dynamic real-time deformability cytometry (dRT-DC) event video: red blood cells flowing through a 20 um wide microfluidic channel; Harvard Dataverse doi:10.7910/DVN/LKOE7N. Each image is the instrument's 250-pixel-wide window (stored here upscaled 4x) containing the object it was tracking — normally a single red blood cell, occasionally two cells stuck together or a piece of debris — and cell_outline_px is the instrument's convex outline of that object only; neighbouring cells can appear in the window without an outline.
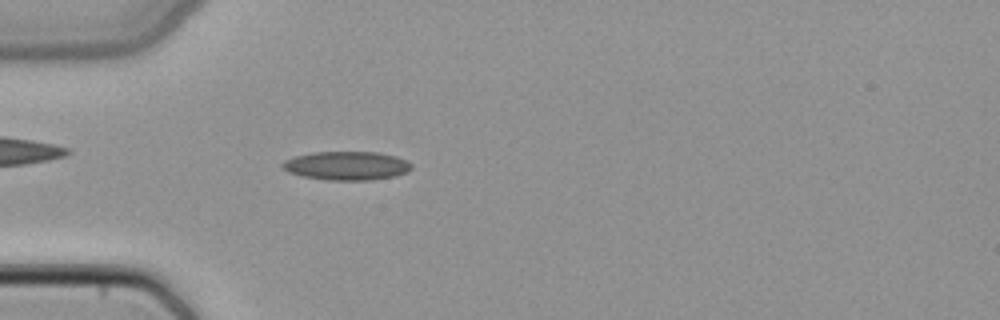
{"species": "common noctule bat (a hibernating species)", "species_latin": "Nyctalus noctula", "temperature_condition": "cold", "stored_images_in_passage": 49, "camera_frame_rate_fps": 3000, "um_per_image_px": 0.085, "animal": {"sex": "female", "body_mass_g": 22.7, "forearm_length_mm": 54.2}, "frame": {"image": 1, "passage_image": 15, "time_ms": 4.667, "image_size_px": [1000, 320], "cell_outline_px": [[412, 168], [408, 172], [396, 176], [372, 180], [328, 180], [304, 176], [288, 172], [280, 164], [284, 160], [296, 156], [312, 152], [376, 152], [396, 156], [408, 160], [412, 164]], "centroid_in_image_um": [29.51, 14.08], "position_along_channel_um": 55.5, "area_um2": 21.68}}
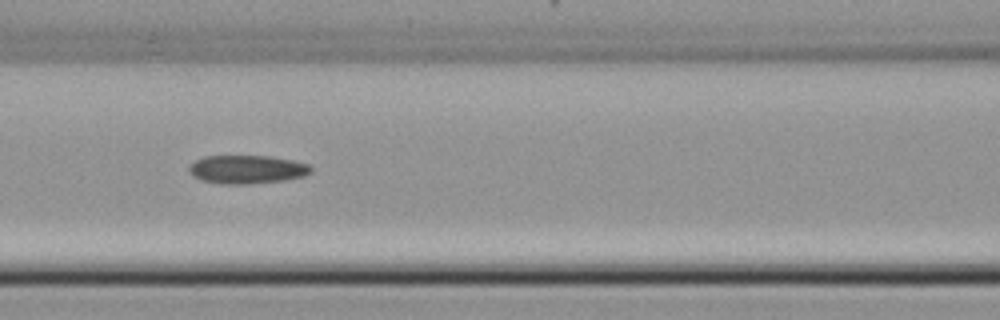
{"frame": {"image": 2, "passage_image": 22, "time_ms": 7.0, "image_size_px": [1000, 320], "cell_outline_px": [[312, 172], [304, 176], [284, 180], [248, 184], [220, 184], [200, 180], [192, 176], [188, 172], [188, 168], [196, 160], [204, 156], [268, 156], [292, 160], [308, 164], [312, 168]], "centroid_in_image_um": [20.97, 14.4], "position_along_channel_um": 145.6, "area_um2": 20.29}}
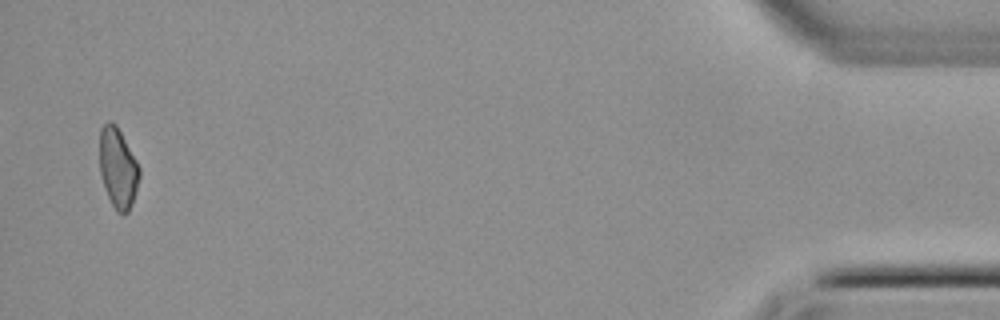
{"frame": {"image": 3, "passage_image": 48, "time_ms": 15.667, "image_size_px": [1000, 320], "cell_outline_px": [[140, 176], [132, 204], [128, 212], [124, 216], [116, 212], [104, 188], [100, 176], [100, 128], [108, 120], [112, 120], [116, 124], [136, 160], [140, 168]], "centroid_in_image_um": [10.02, 14.3], "position_along_channel_um": 425.2, "area_um2": 18.73}}